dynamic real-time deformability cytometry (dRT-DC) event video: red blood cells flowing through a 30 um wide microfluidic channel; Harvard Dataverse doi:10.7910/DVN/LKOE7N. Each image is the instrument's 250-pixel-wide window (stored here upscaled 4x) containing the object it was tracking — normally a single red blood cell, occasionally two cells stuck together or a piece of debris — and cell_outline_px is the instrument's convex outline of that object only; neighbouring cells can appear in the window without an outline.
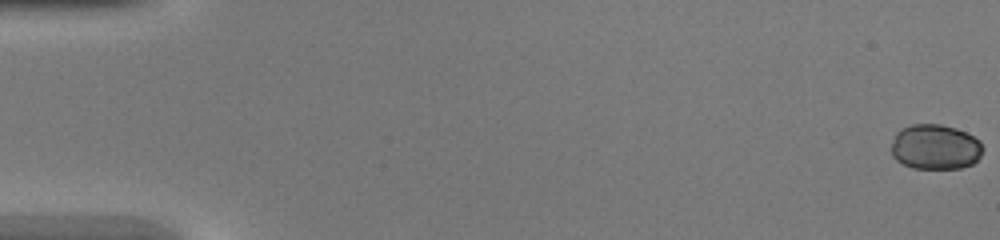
{"species": "common noctule bat (a hibernating species)", "species_latin": "Nyctalus noctula", "temperature_condition": "warm", "stored_images_in_passage": 46, "camera_frame_rate_fps": 3000, "um_per_image_px": 0.085, "animal": {"sex": "female", "body_mass_g": 20.0, "forearm_length_mm": 54.0}, "frame": {"image": 1, "passage_image": 1, "time_ms": 0.0, "image_size_px": [1000, 240], "cell_outline_px": [[984, 148], [980, 156], [972, 164], [960, 168], [912, 168], [896, 160], [892, 156], [892, 144], [896, 132], [900, 128], [912, 124], [940, 124], [956, 128], [980, 140]], "centroid_in_image_um": [79.49, 12.48], "position_along_channel_um": 5.5, "area_um2": 24.1}}
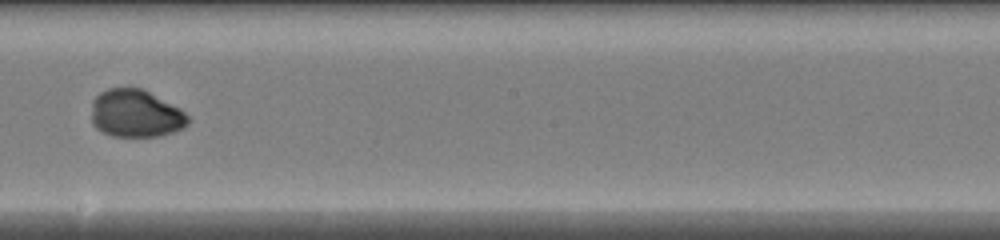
{"frame": {"image": 2, "passage_image": 27, "time_ms": 8.667, "image_size_px": [1000, 240], "cell_outline_px": [[188, 124], [184, 128], [160, 136], [112, 136], [96, 128], [92, 124], [92, 100], [100, 92], [108, 88], [140, 88], [180, 108], [188, 116]], "centroid_in_image_um": [11.52, 9.66], "position_along_channel_um": 236.7, "area_um2": 26.7}}
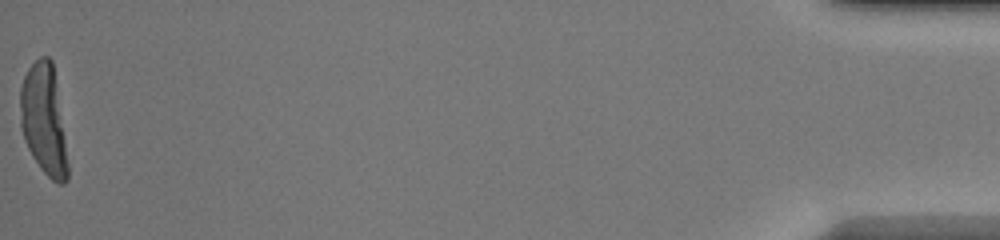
{"frame": {"image": 3, "passage_image": 46, "time_ms": 15.0, "image_size_px": [1000, 240], "cell_outline_px": [[68, 180], [64, 184], [60, 184], [52, 180], [40, 168], [32, 156], [24, 140], [20, 124], [20, 88], [24, 76], [28, 68], [40, 56], [48, 56], [52, 60], [68, 164]], "centroid_in_image_um": [3.7, 10.2], "position_along_channel_um": 431.5, "area_um2": 30.23}}